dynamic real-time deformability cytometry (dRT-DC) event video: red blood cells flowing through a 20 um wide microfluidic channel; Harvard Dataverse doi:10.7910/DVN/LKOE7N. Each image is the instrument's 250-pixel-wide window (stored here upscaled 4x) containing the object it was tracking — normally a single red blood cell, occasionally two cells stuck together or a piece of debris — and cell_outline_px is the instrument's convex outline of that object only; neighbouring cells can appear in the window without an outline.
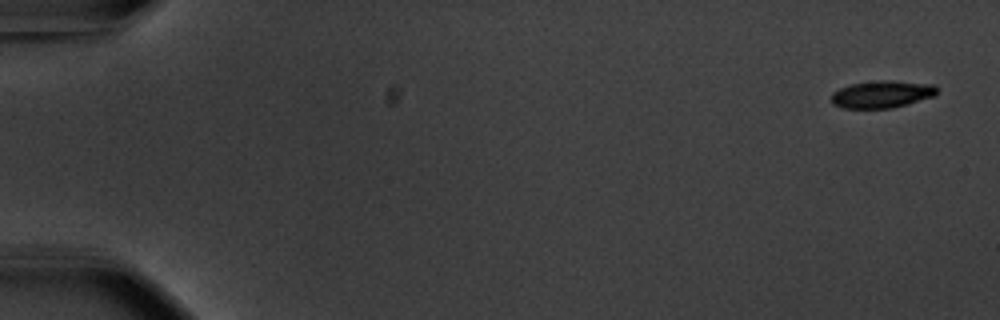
{"species": "common noctule bat (a hibernating species)", "species_latin": "Nyctalus noctula", "temperature_condition": "warm", "stored_images_in_passage": 54, "camera_frame_rate_fps": 3000, "um_per_image_px": 0.085, "animal": {"sex": "male", "body_mass_g": 20.1, "forearm_length_mm": 53.5}, "frame": {"image": 1, "passage_image": 1, "time_ms": 0.0, "image_size_px": [1000, 320], "cell_outline_px": [[936, 96], [908, 104], [892, 108], [844, 108], [832, 104], [832, 92], [840, 88], [852, 84], [880, 80], [892, 80], [936, 84]], "centroid_in_image_um": [75.0, 8.01], "position_along_channel_um": 10.0, "area_um2": 16.88}}
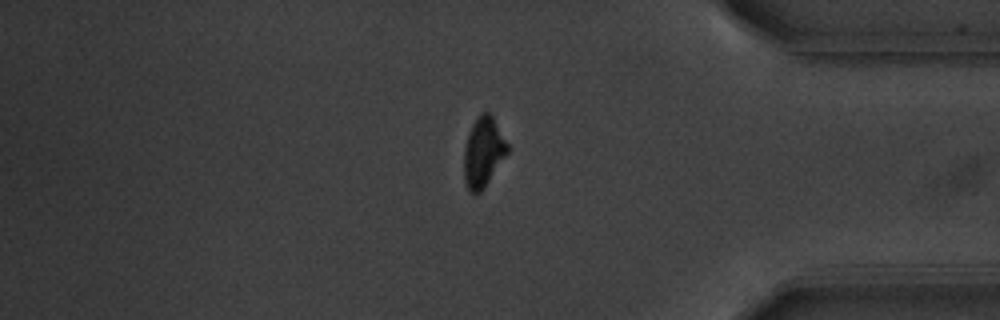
{"frame": {"image": 2, "passage_image": 46, "time_ms": 15.0, "image_size_px": [1000, 320], "cell_outline_px": [[508, 152], [484, 188], [480, 192], [468, 192], [464, 180], [464, 148], [472, 124], [476, 116], [480, 112], [488, 112], [492, 116], [508, 144]], "centroid_in_image_um": [41.06, 12.93], "position_along_channel_um": 394.1, "area_um2": 17.57}}
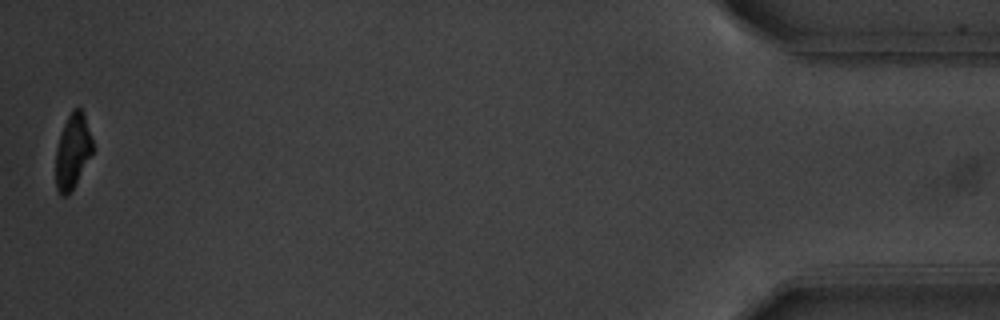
{"frame": {"image": 3, "passage_image": 54, "time_ms": 17.667, "image_size_px": [1000, 320], "cell_outline_px": [[92, 152], [72, 188], [64, 196], [56, 188], [56, 152], [60, 136], [64, 124], [72, 108], [80, 108], [84, 112], [92, 140]], "centroid_in_image_um": [6.17, 12.78], "position_along_channel_um": 429.0, "area_um2": 15.43}, "authors_computed_cell_mechanics": {"area_um2": 18.0625, "velocity_mm_per_s": 3.7134, "shape_relaxation_time_tau1_ms": 2.9486, "shape_relaxation_time_tau2_ms": null, "deformation_change_tau1": 0.1391, "deformation_change_tau2": null}}